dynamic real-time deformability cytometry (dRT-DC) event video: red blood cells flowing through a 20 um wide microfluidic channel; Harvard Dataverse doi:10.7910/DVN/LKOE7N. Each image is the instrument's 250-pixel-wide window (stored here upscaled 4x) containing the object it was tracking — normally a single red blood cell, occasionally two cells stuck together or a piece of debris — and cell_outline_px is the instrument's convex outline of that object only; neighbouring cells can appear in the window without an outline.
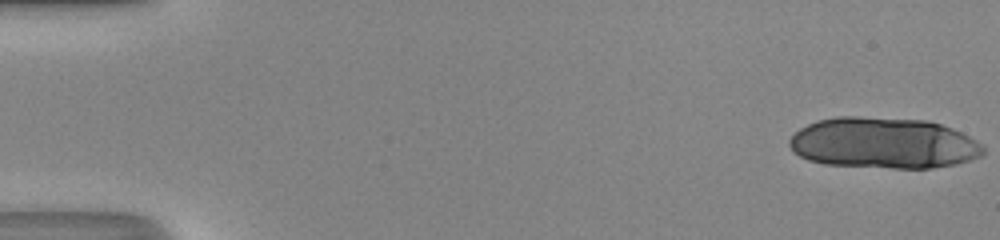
{"species": "human", "species_latin": "Homo sapiens", "temperature_condition": "room temperature", "stored_images_in_passage": 16, "camera_frame_rate_fps": 3000, "um_per_image_px": 0.085, "donor": {"sex": "male"}, "frame": {"image": 1, "passage_image": 1, "time_ms": 0.0, "image_size_px": [1000, 240], "cell_outline_px": [[984, 156], [956, 164], [932, 168], [892, 168], [824, 164], [808, 160], [792, 152], [788, 144], [788, 140], [800, 128], [816, 120], [836, 116], [856, 116], [928, 120], [952, 128], [976, 140], [984, 148]], "centroid_in_image_um": [75.08, 12.16], "position_along_channel_um": 9.9, "area_um2": 58.09}}